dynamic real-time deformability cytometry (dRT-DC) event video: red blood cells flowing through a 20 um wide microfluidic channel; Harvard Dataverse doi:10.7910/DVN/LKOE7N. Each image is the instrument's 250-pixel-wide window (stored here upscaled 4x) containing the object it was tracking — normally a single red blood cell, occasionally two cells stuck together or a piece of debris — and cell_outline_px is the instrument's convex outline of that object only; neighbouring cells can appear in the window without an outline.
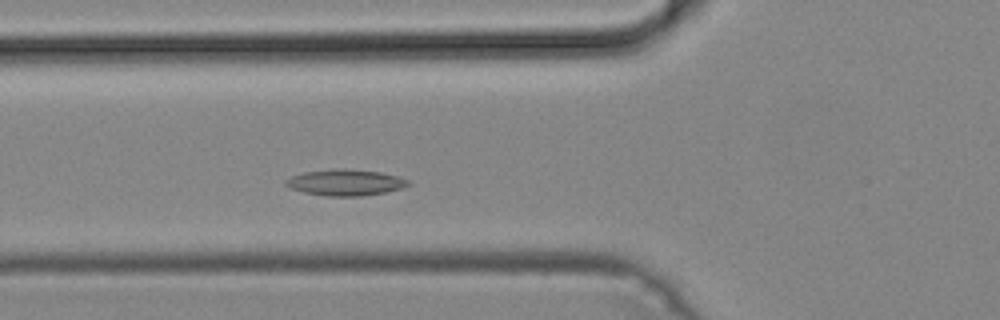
{"species": "common noctule bat (a hibernating species)", "species_latin": "Nyctalus noctula", "temperature_condition": "cold", "stored_images_in_passage": 36, "camera_frame_rate_fps": 3000, "um_per_image_px": 0.085, "animal": {"sex": "male", "body_mass_g": 19.2, "forearm_length_mm": 51.8}, "frame": {"image": 1, "passage_image": 11, "time_ms": 3.333, "image_size_px": [1000, 320], "cell_outline_px": [[412, 184], [404, 188], [384, 192], [360, 196], [324, 196], [304, 192], [288, 188], [284, 184], [284, 180], [292, 176], [304, 172], [336, 168], [344, 168], [380, 172], [396, 176], [408, 180]], "centroid_in_image_um": [29.33, 15.51], "position_along_channel_um": 96.5, "area_um2": 18.79}}
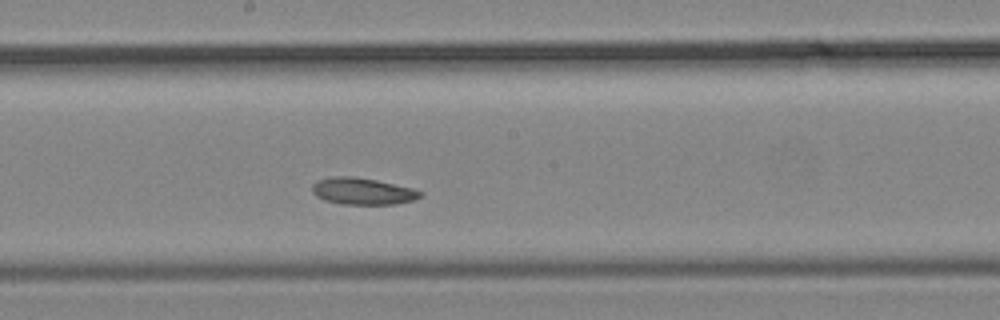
{"frame": {"image": 2, "passage_image": 20, "time_ms": 6.333, "image_size_px": [1000, 320], "cell_outline_px": [[424, 192], [420, 196], [412, 200], [396, 204], [340, 204], [324, 200], [316, 196], [312, 192], [312, 184], [316, 180], [328, 176], [352, 176], [376, 180], [412, 188]], "centroid_in_image_um": [30.76, 16.24], "position_along_channel_um": 217.4, "area_um2": 16.94}}
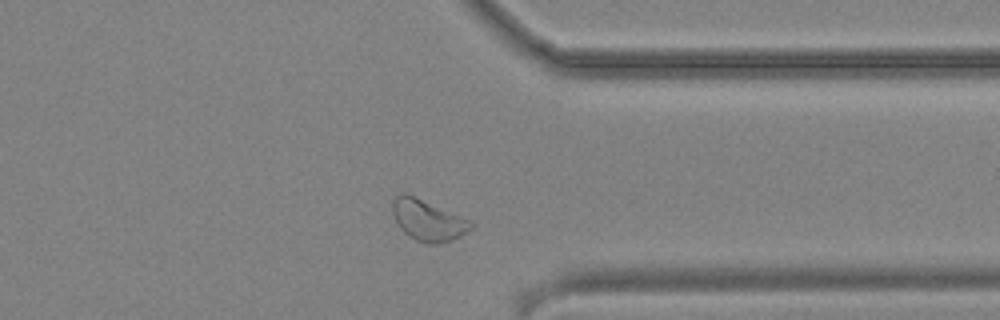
{"frame": {"image": 3, "passage_image": 32, "time_ms": 10.333, "image_size_px": [1000, 320], "cell_outline_px": [[476, 224], [472, 228], [460, 236], [452, 240], [440, 244], [428, 244], [416, 240], [408, 236], [400, 228], [392, 212], [392, 200], [396, 196], [404, 192], [460, 216]], "centroid_in_image_um": [36.36, 18.74], "position_along_channel_um": 375.0, "area_um2": 18.5}}